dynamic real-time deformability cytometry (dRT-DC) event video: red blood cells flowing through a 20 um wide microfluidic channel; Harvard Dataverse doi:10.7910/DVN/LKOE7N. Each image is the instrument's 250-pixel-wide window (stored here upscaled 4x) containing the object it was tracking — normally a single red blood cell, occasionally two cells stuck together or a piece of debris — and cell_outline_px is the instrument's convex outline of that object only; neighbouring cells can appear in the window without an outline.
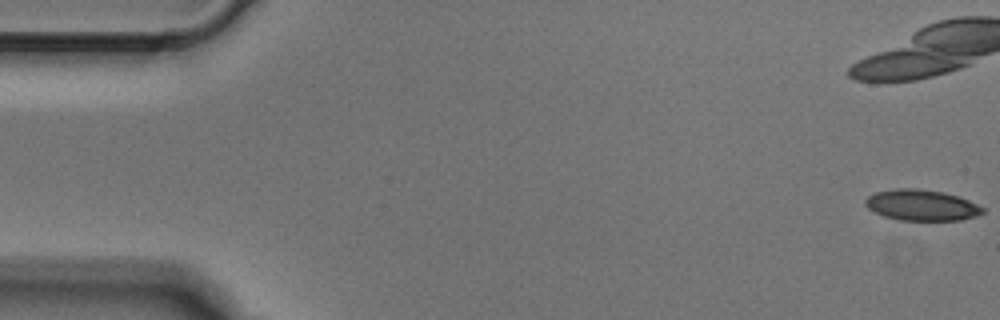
{"species": "Egyptian fruit bat (a non-hibernating species)", "species_latin": "Rousettus aegyptiacus", "temperature_condition": "cold", "stored_images_in_passage": 5, "camera_frame_rate_fps": 3000, "um_per_image_px": 0.085, "animal": {"sex": "male"}, "frame": {"image": 1, "passage_image": 1, "time_ms": 0.0, "image_size_px": [1000, 320], "cell_outline_px": [[984, 212], [976, 216], [960, 220], [900, 220], [884, 216], [868, 208], [864, 204], [864, 200], [868, 196], [876, 192], [896, 188], [916, 188], [944, 192], [960, 196], [984, 208]], "centroid_in_image_um": [78.33, 17.43], "position_along_channel_um": 6.7, "area_um2": 21.15}}